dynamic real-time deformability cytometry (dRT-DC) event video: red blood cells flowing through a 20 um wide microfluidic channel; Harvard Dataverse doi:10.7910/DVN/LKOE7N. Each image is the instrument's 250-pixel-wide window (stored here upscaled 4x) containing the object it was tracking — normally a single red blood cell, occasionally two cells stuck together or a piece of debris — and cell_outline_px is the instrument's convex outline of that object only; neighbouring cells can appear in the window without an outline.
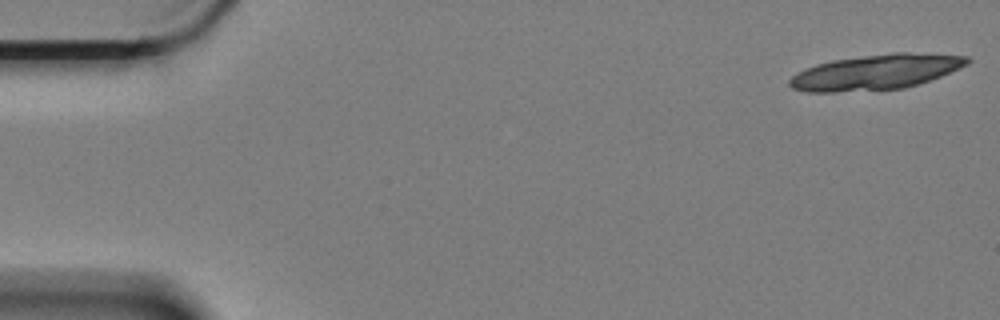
{"species": "Egyptian fruit bat (a non-hibernating species)", "species_latin": "Rousettus aegyptiacus", "temperature_condition": "cold", "stored_images_in_passage": 7, "segment_of_instrument_passage": [1, 2], "camera_frame_rate_fps": 3000, "um_per_image_px": 0.085, "animal": {"sex": "female"}, "frame": {"image": 1, "passage_image": 1, "time_ms": 0.0, "image_size_px": [1000, 320], "cell_outline_px": [[972, 60], [968, 64], [940, 76], [904, 88], [836, 92], [808, 92], [792, 88], [788, 84], [788, 80], [792, 76], [816, 64], [832, 60], [892, 52], [908, 52], [968, 56]], "centroid_in_image_um": [74.45, 6.12], "position_along_channel_um": 10.6, "area_um2": 36.07}}